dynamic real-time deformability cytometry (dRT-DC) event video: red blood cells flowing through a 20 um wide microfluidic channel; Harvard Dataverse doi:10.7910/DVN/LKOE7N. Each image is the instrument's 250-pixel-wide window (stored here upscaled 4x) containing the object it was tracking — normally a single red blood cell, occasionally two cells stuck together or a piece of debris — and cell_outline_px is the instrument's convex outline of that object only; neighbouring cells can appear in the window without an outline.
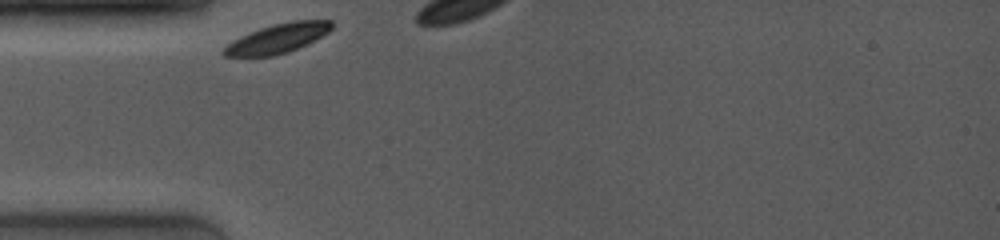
{"species": "common noctule bat (a hibernating species)", "species_latin": "Nyctalus noctula", "temperature_condition": "room temperature", "stored_images_in_passage": 2, "camera_frame_rate_fps": 4000, "um_per_image_px": 0.085, "animal": {"sex": "female", "body_mass_g": 19.0, "forearm_length_mm": 53.3}, "frame": {"image": 1, "passage_image": 1, "time_ms": 0.0, "image_size_px": [1000, 240], "cell_outline_px": [[332, 28], [328, 32], [288, 52], [272, 56], [224, 56], [220, 52], [232, 40], [240, 36], [260, 28], [272, 24], [292, 20], [332, 20]], "centroid_in_image_um": [23.55, 3.25], "position_along_channel_um": 61.4, "area_um2": 18.21}}